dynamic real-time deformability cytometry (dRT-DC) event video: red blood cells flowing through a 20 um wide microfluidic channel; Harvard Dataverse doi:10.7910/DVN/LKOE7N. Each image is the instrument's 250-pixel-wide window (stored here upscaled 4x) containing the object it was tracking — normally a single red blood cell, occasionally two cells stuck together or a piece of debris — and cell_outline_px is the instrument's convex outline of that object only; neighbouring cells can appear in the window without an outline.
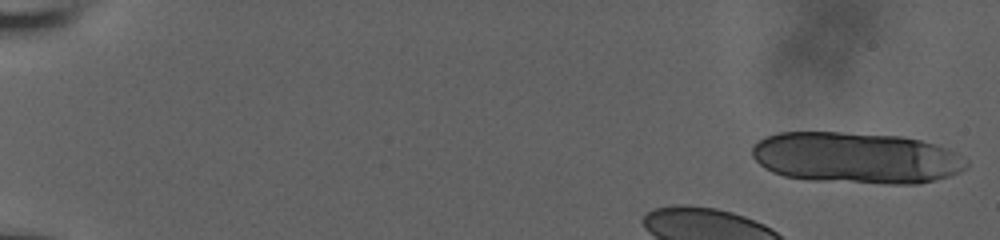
{"species": "human", "species_latin": "Homo sapiens", "temperature_condition": "room temperature", "stored_images_in_passage": 40, "camera_frame_rate_fps": 3000, "um_per_image_px": 0.085, "donor": {"sex": "male"}, "frame": {"image": 1, "passage_image": 1, "time_ms": 0.0, "image_size_px": [1000, 240], "cell_outline_px": [[968, 168], [960, 172], [948, 176], [920, 184], [884, 184], [812, 180], [784, 176], [772, 172], [764, 168], [752, 156], [752, 144], [768, 136], [780, 132], [840, 132], [900, 136], [920, 140], [936, 144], [948, 148], [956, 152], [968, 160]], "centroid_in_image_um": [72.8, 13.42], "position_along_channel_um": 12.2, "area_um2": 64.5}}
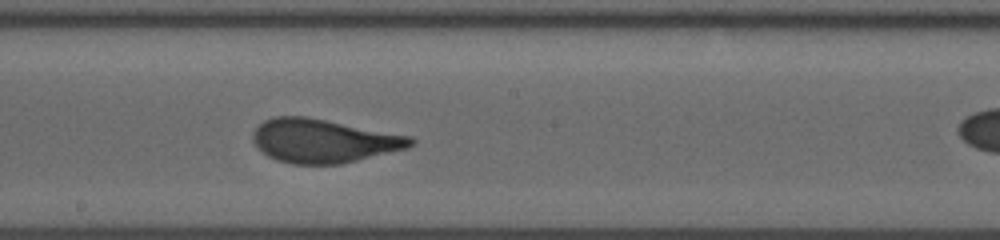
{"frame": {"image": 2, "passage_image": 26, "time_ms": 8.333, "image_size_px": [1000, 240], "cell_outline_px": [[416, 144], [408, 148], [340, 164], [292, 164], [276, 160], [268, 156], [256, 148], [252, 140], [252, 132], [264, 120], [272, 116], [308, 116], [412, 136], [416, 140]], "centroid_in_image_um": [27.49, 11.96], "position_along_channel_um": 220.7, "area_um2": 40.58}}
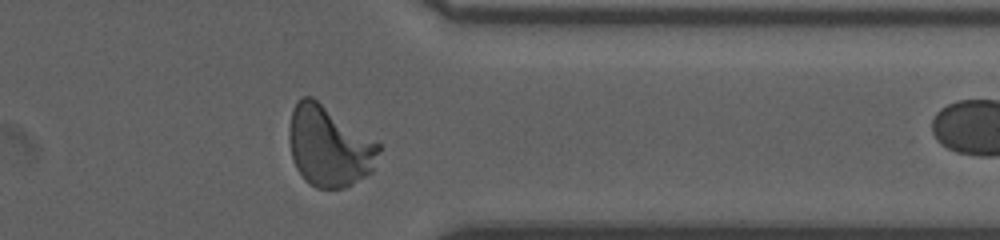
{"frame": {"image": 3, "passage_image": 39, "time_ms": 12.667, "image_size_px": [1000, 240], "cell_outline_px": [[380, 152], [372, 172], [352, 184], [344, 188], [316, 188], [308, 184], [304, 180], [296, 168], [292, 160], [288, 140], [288, 128], [292, 108], [296, 100], [300, 96], [312, 96], [380, 144]], "centroid_in_image_um": [27.92, 12.43], "position_along_channel_um": 383.5, "area_um2": 42.48}}